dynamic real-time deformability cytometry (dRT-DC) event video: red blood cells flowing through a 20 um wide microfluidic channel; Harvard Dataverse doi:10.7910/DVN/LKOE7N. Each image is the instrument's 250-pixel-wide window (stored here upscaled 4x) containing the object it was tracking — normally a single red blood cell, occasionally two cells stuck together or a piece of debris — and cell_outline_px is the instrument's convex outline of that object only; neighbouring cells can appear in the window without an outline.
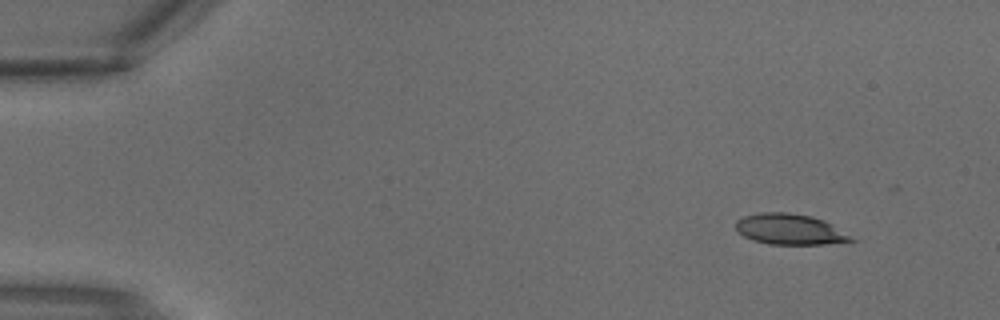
{"species": "common noctule bat (a hibernating species)", "species_latin": "Nyctalus noctula", "temperature_condition": "warm", "stored_images_in_passage": 3, "segment_of_instrument_passage": [1, 2], "camera_frame_rate_fps": 3000, "um_per_image_px": 0.085, "animal": {"sex": "male", "body_mass_g": 18.8}, "frame": {"image": 1, "passage_image": 1, "time_ms": 0.0, "image_size_px": [1000, 320], "cell_outline_px": [[856, 240], [824, 244], [768, 244], [752, 240], [744, 236], [736, 228], [736, 220], [744, 216], [760, 212], [788, 212], [812, 216], [824, 220], [832, 224]], "centroid_in_image_um": [67.11, 19.48], "position_along_channel_um": 17.9, "area_um2": 20.52}}